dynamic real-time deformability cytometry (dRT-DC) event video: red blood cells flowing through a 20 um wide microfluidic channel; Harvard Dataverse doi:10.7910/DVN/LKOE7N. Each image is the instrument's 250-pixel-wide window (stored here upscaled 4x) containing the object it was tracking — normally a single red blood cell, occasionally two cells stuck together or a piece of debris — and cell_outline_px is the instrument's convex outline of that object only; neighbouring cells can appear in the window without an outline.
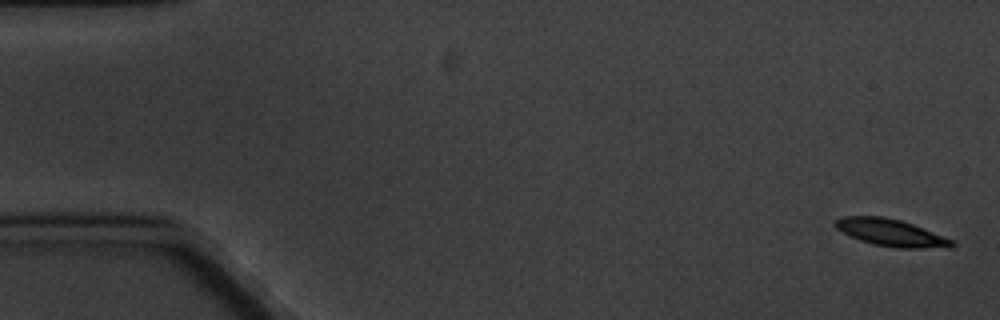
{"species": "common noctule bat (a hibernating species)", "species_latin": "Nyctalus noctula", "temperature_condition": "cold", "stored_images_in_passage": 6, "camera_frame_rate_fps": 3000, "um_per_image_px": 0.085, "animal": {"sex": "male", "body_mass_g": 20.1, "forearm_length_mm": 53.5}, "frame": {"image": 1, "passage_image": 1, "time_ms": 0.0, "image_size_px": [1000, 320], "cell_outline_px": [[956, 244], [952, 248], [896, 248], [872, 244], [848, 236], [836, 228], [832, 224], [836, 220], [844, 216], [884, 216], [900, 220], [912, 224], [952, 240]], "centroid_in_image_um": [75.7, 19.78], "position_along_channel_um": 9.3, "area_um2": 18.44}}
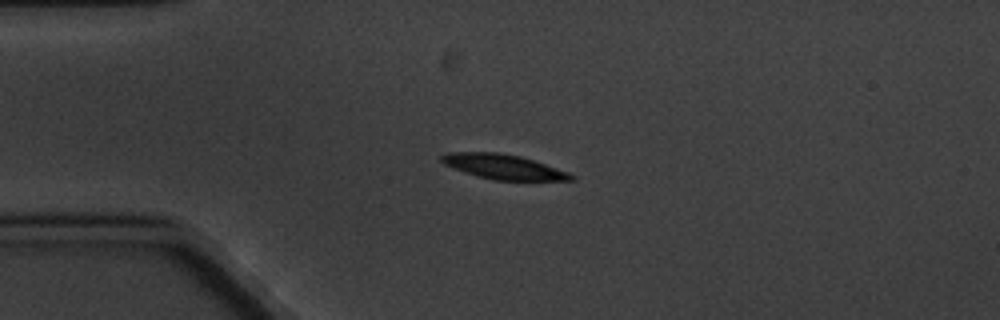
{"frame": {"image": 2, "passage_image": 4, "time_ms": 4.333, "image_size_px": [1000, 320], "cell_outline_px": [[576, 180], [492, 180], [476, 176], [452, 168], [444, 164], [440, 160], [440, 156], [448, 152], [496, 152], [520, 156], [568, 172], [576, 176]], "centroid_in_image_um": [42.75, 14.18], "position_along_channel_um": 42.2, "area_um2": 18.67}}